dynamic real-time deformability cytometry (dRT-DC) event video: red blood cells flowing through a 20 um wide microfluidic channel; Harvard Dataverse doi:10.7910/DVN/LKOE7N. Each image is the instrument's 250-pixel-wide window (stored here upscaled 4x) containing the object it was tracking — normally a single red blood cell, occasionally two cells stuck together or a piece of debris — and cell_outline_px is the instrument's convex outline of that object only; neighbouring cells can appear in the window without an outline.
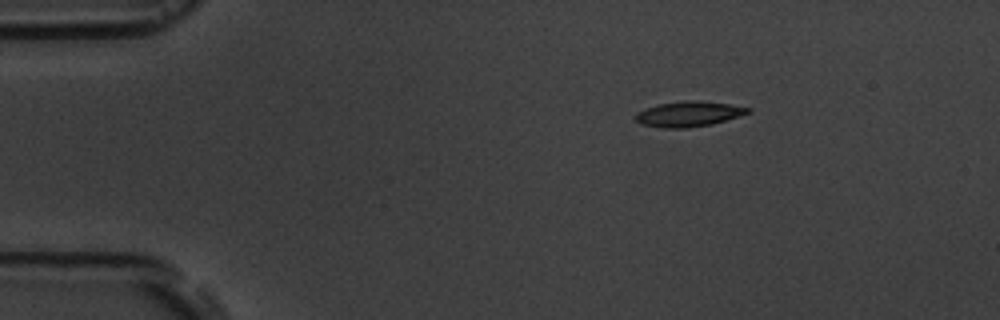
{"species": "common noctule bat (a hibernating species)", "species_latin": "Nyctalus noctula", "temperature_condition": "room temperature", "stored_images_in_passage": 3, "camera_frame_rate_fps": 3000, "um_per_image_px": 0.085, "animal": {"sex": "male", "body_mass_g": 19.5, "forearm_length_mm": 54.6}, "frame": {"image": 1, "passage_image": 1, "time_ms": 0.0, "image_size_px": [1000, 320], "cell_outline_px": [[752, 112], [712, 124], [688, 128], [664, 128], [640, 124], [632, 116], [636, 112], [644, 108], [656, 104], [688, 100], [700, 100], [728, 104], [752, 108]], "centroid_in_image_um": [58.49, 9.68], "position_along_channel_um": 26.5, "area_um2": 16.82}}